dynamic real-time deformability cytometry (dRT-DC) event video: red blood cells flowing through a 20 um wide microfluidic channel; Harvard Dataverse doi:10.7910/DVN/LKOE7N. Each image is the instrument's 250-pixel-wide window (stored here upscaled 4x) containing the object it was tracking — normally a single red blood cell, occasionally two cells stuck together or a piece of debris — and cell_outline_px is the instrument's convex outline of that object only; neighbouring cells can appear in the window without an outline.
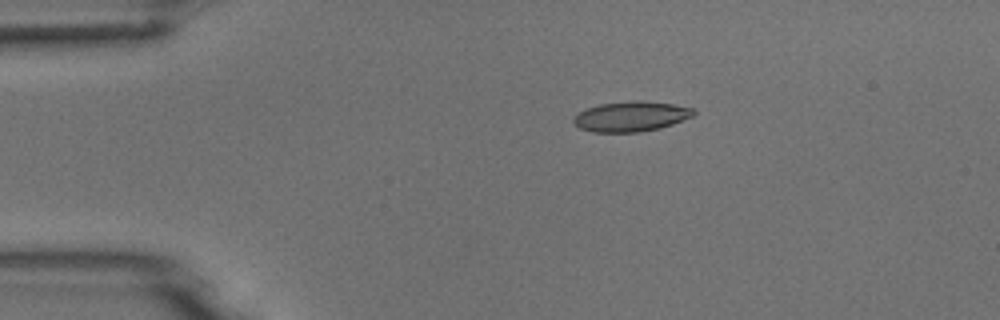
{"species": "common noctule bat (a hibernating species)", "species_latin": "Nyctalus noctula", "temperature_condition": "room temperature", "stored_images_in_passage": 6, "camera_frame_rate_fps": 3000, "um_per_image_px": 0.085, "animal": {"sex": "male", "body_mass_g": 18.8}, "frame": {"image": 1, "passage_image": 3, "time_ms": 0.667, "image_size_px": [1000, 320], "cell_outline_px": [[696, 112], [692, 116], [672, 124], [660, 128], [640, 132], [592, 132], [580, 128], [572, 120], [580, 112], [588, 108], [600, 104], [636, 100], [676, 104], [692, 108]], "centroid_in_image_um": [53.66, 9.9], "position_along_channel_um": 31.3, "area_um2": 20.87}}
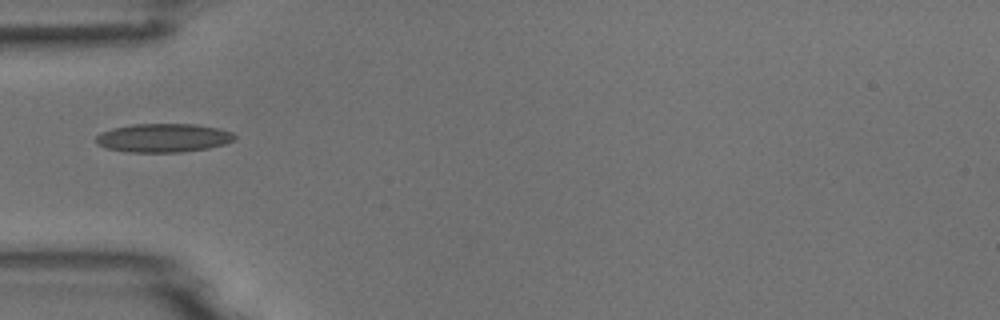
{"frame": {"image": 2, "passage_image": 5, "time_ms": 1.333, "image_size_px": [1000, 320], "cell_outline_px": [[236, 136], [232, 140], [224, 144], [208, 148], [180, 152], [128, 152], [104, 148], [96, 144], [96, 136], [100, 132], [112, 128], [132, 124], [196, 124], [220, 128], [232, 132]], "centroid_in_image_um": [13.85, 11.71], "position_along_channel_um": 71.2, "area_um2": 23.29}}
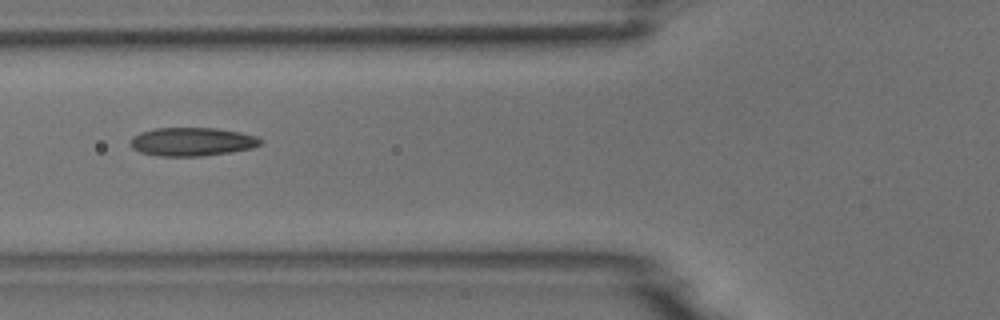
{"frame": {"image": 3, "passage_image": 6, "time_ms": 1.667, "image_size_px": [1000, 320], "cell_outline_px": [[264, 144], [252, 148], [232, 152], [200, 156], [156, 156], [140, 152], [132, 148], [132, 136], [140, 132], [156, 128], [216, 128], [240, 132], [256, 136], [264, 140]], "centroid_in_image_um": [16.37, 12.05], "position_along_channel_um": 109.4, "area_um2": 21.73}}